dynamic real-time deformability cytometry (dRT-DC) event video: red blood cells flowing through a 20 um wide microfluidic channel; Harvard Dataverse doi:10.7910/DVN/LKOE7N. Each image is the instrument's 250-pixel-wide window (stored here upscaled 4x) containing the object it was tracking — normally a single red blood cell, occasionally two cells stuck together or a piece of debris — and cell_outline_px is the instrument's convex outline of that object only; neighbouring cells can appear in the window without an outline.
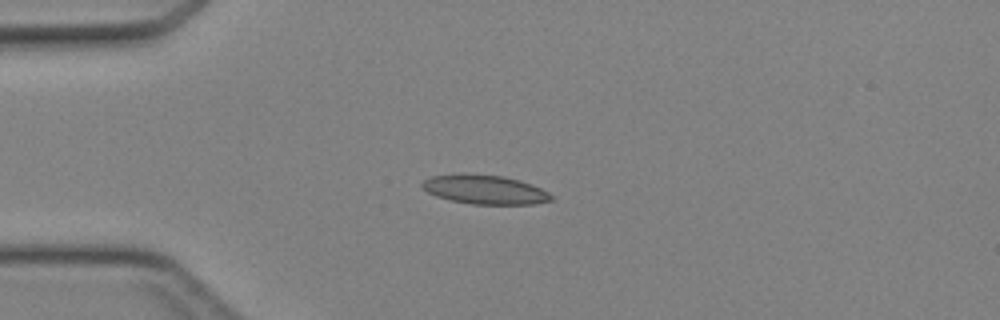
{"species": "Egyptian fruit bat (a non-hibernating species)", "species_latin": "Rousettus aegyptiacus", "temperature_condition": "cold", "stored_images_in_passage": 35, "camera_frame_rate_fps": 3000, "um_per_image_px": 0.085, "animal": {"sex": "female"}, "frame": {"image": 1, "passage_image": 1, "time_ms": 0.0, "image_size_px": [1000, 320], "cell_outline_px": [[552, 200], [532, 204], [472, 204], [452, 200], [436, 196], [428, 192], [420, 184], [424, 180], [432, 176], [504, 176], [520, 180], [532, 184], [548, 192], [552, 196]], "centroid_in_image_um": [41.27, 16.15], "position_along_channel_um": 43.7, "area_um2": 20.98}}
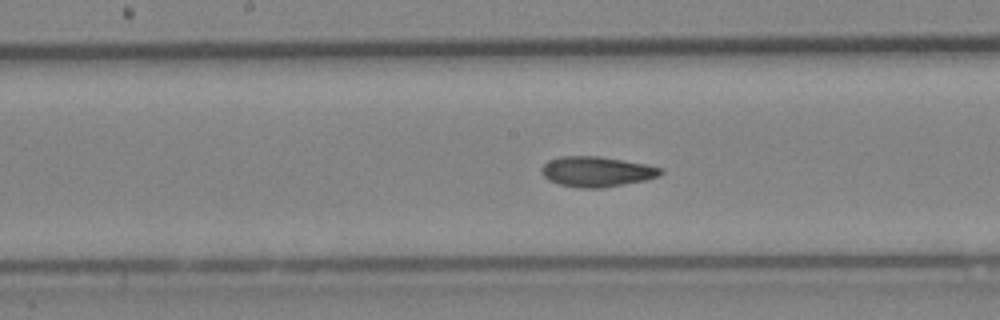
{"frame": {"image": 2, "passage_image": 13, "time_ms": 4.0, "image_size_px": [1000, 320], "cell_outline_px": [[664, 172], [660, 176], [644, 180], [600, 188], [580, 188], [560, 184], [548, 180], [540, 172], [540, 168], [548, 160], [560, 156], [600, 156], [644, 164], [664, 168]], "centroid_in_image_um": [50.7, 14.58], "position_along_channel_um": 197.5, "area_um2": 20.98}}
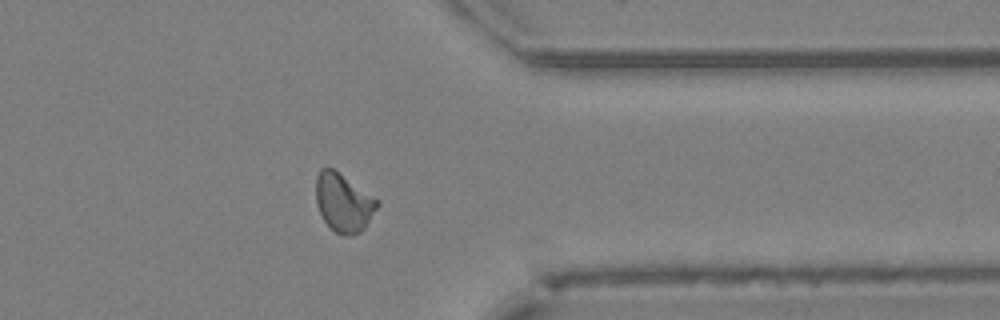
{"frame": {"image": 3, "passage_image": 26, "time_ms": 8.333, "image_size_px": [1000, 320], "cell_outline_px": [[380, 204], [364, 228], [360, 232], [352, 236], [344, 236], [336, 232], [324, 220], [316, 204], [316, 176], [320, 168], [332, 168], [380, 200]], "centroid_in_image_um": [29.21, 17.22], "position_along_channel_um": 382.2, "area_um2": 20.81}}